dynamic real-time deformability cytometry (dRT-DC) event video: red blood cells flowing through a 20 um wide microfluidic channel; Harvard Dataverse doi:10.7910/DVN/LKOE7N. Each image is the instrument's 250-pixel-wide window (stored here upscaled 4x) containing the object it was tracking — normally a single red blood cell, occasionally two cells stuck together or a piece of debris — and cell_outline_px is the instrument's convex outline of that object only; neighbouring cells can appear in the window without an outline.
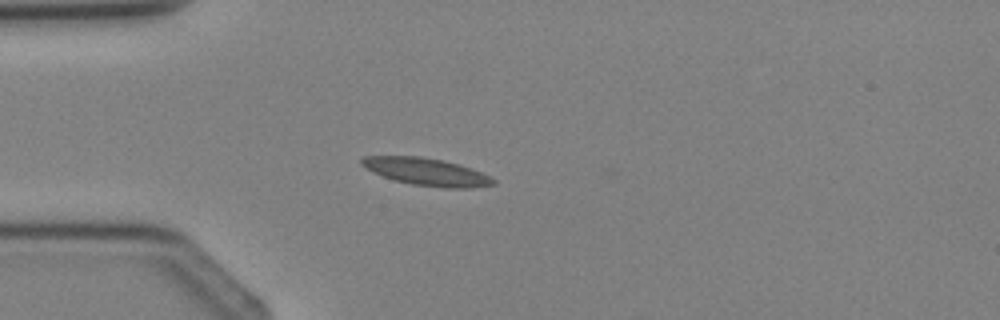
{"species": "Egyptian fruit bat (a non-hibernating species)", "species_latin": "Rousettus aegyptiacus", "temperature_condition": "cold", "stored_images_in_passage": 1, "camera_frame_rate_fps": 3000, "um_per_image_px": 0.085, "animal": {"sex": "female"}, "frame": {"image": 1, "passage_image": 1, "time_ms": 0.0, "image_size_px": [1000, 320], "cell_outline_px": [[496, 184], [472, 188], [448, 188], [412, 184], [396, 180], [384, 176], [364, 168], [360, 164], [360, 160], [364, 156], [420, 156], [440, 160], [456, 164], [480, 172], [496, 180]], "centroid_in_image_um": [36.23, 14.6], "position_along_channel_um": 48.8, "area_um2": 20.63}}